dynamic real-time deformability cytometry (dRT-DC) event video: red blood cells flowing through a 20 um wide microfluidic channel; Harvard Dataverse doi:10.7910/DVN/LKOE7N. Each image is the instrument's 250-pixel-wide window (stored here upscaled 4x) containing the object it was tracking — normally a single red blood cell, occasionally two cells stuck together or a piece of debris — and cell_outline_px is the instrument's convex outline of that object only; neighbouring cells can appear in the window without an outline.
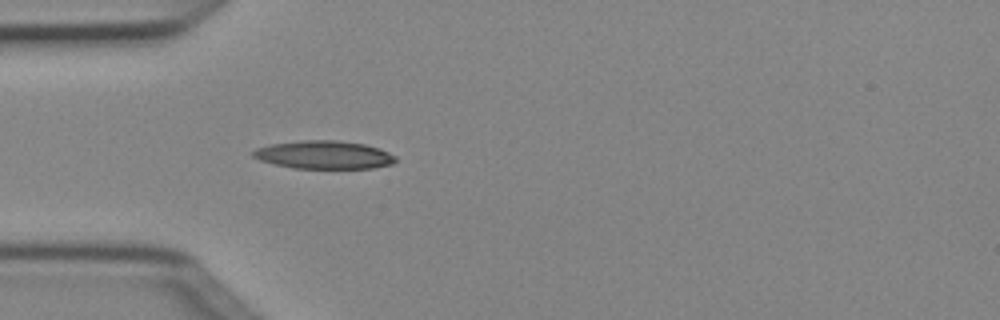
{"species": "Egyptian fruit bat (a non-hibernating species)", "species_latin": "Rousettus aegyptiacus", "temperature_condition": "cold", "stored_images_in_passage": 3, "camera_frame_rate_fps": 3000, "um_per_image_px": 0.085, "animal": {"sex": "female"}, "frame": {"image": 1, "passage_image": 3, "time_ms": 0.667, "image_size_px": [1000, 320], "cell_outline_px": [[396, 160], [392, 164], [372, 168], [292, 168], [272, 164], [260, 160], [252, 156], [252, 152], [256, 148], [272, 144], [300, 140], [336, 140], [364, 144], [380, 148], [396, 156]], "centroid_in_image_um": [27.53, 13.16], "position_along_channel_um": 57.5, "area_um2": 23.41}}